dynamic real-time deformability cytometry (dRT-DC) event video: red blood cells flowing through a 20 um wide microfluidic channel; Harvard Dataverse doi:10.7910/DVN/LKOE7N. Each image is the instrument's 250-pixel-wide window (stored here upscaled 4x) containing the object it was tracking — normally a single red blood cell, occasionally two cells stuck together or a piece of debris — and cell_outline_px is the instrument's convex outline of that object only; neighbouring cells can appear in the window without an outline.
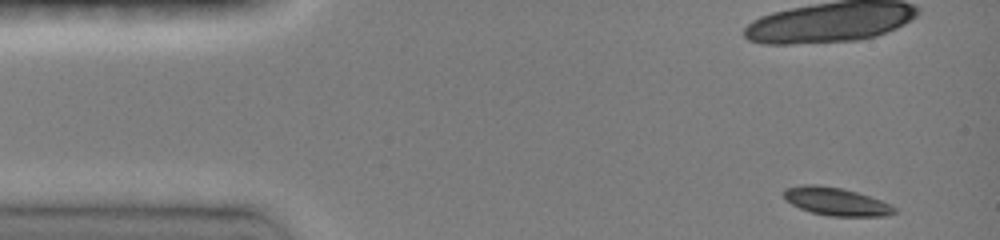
{"species": "common noctule bat (a hibernating species)", "species_latin": "Nyctalus noctula", "temperature_condition": "room temperature", "stored_images_in_passage": 9, "camera_frame_rate_fps": 3000, "um_per_image_px": 0.085, "animal": {"sex": "female", "body_mass_g": 19.0, "forearm_length_mm": 51.5}, "frame": {"image": 1, "passage_image": 1, "time_ms": 0.0, "image_size_px": [1000, 240], "cell_outline_px": [[896, 212], [888, 216], [828, 216], [812, 212], [800, 208], [792, 204], [784, 196], [784, 188], [800, 184], [816, 184], [840, 188], [856, 192], [892, 204], [896, 208]], "centroid_in_image_um": [71.08, 17.12], "position_along_channel_um": 13.9, "area_um2": 17.98}}